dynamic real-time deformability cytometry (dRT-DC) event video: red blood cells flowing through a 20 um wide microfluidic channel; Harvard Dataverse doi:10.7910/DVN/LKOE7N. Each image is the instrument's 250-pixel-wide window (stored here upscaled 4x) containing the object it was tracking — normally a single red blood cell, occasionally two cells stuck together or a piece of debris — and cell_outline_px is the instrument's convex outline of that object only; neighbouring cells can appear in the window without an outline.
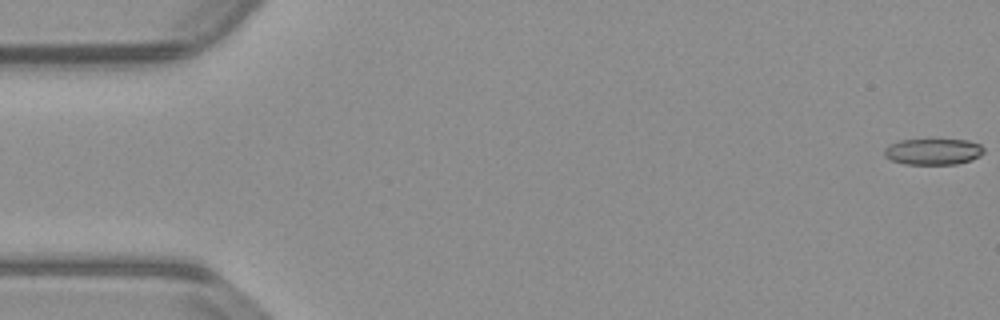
{"species": "common noctule bat (a hibernating species)", "species_latin": "Nyctalus noctula", "temperature_condition": "warm", "stored_images_in_passage": 55, "camera_frame_rate_fps": 3000, "um_per_image_px": 0.085, "animal": {"sex": "male", "body_mass_g": 23.1, "forearm_length_mm": 52.7}, "frame": {"image": 1, "passage_image": 1, "time_ms": 0.0, "image_size_px": [1000, 320], "cell_outline_px": [[984, 152], [980, 156], [972, 160], [956, 164], [904, 164], [892, 160], [884, 156], [884, 148], [900, 140], [968, 140], [980, 144], [984, 148]], "centroid_in_image_um": [79.34, 12.89], "position_along_channel_um": 5.7, "area_um2": 15.14}}
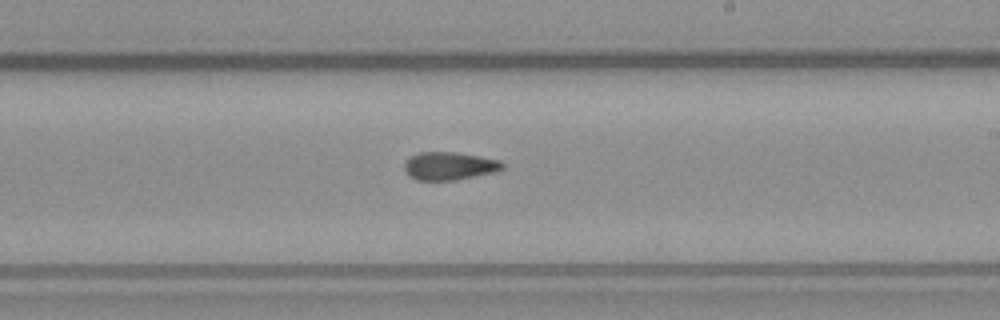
{"frame": {"image": 2, "passage_image": 32, "time_ms": 10.333, "image_size_px": [1000, 320], "cell_outline_px": [[504, 168], [496, 172], [456, 180], [416, 180], [404, 168], [404, 164], [412, 156], [420, 152], [456, 152], [480, 156], [500, 160], [504, 164]], "centroid_in_image_um": [38.26, 14.1], "position_along_channel_um": 250.7, "area_um2": 15.9}}
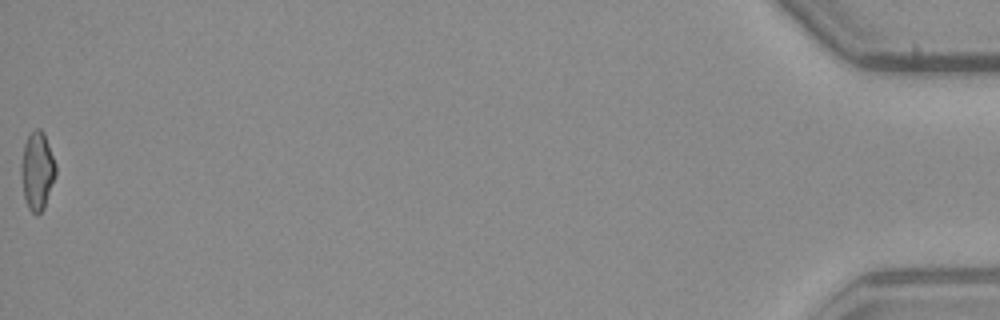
{"frame": {"image": 3, "passage_image": 55, "time_ms": 18.0, "image_size_px": [1000, 320], "cell_outline_px": [[56, 176], [44, 208], [36, 216], [28, 208], [24, 196], [20, 172], [20, 168], [24, 144], [28, 136], [36, 128], [40, 128], [44, 132], [56, 164]], "centroid_in_image_um": [3.17, 14.52], "position_along_channel_um": 432.0, "area_um2": 15.84}, "authors_computed_cell_mechanics": {"area_um2": 15.895, "velocity_mm_per_s": 3.8216, "shape_relaxation_time_tau1_ms": null, "shape_relaxation_time_tau2_ms": 8.174, "deformation_change_tau1": null, "deformation_change_tau2": 0.1728}}